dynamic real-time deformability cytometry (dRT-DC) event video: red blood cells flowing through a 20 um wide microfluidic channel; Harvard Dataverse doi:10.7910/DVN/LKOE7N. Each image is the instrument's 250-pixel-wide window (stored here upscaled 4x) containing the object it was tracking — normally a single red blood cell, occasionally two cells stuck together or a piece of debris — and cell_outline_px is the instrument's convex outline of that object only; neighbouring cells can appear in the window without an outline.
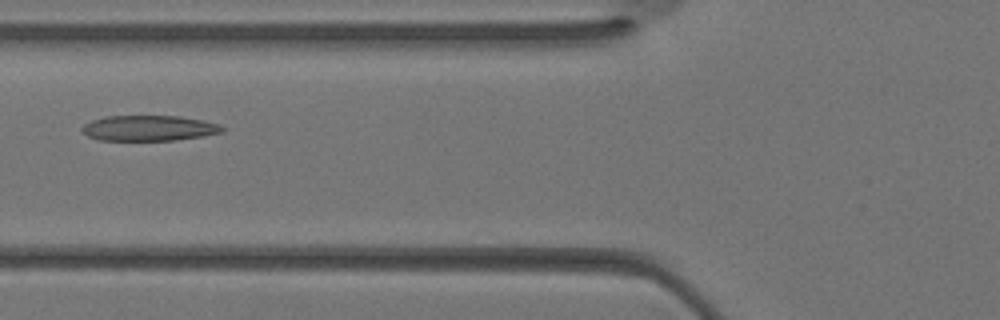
{"species": "Egyptian fruit bat (a non-hibernating species)", "species_latin": "Rousettus aegyptiacus", "temperature_condition": "warm", "stored_images_in_passage": 27, "camera_frame_rate_fps": 3000, "um_per_image_px": 0.085, "animal": {"sex": "female"}, "frame": {"image": 1, "passage_image": 12, "time_ms": 3.667, "image_size_px": [1000, 320], "cell_outline_px": [[224, 132], [204, 136], [172, 140], [100, 140], [88, 136], [80, 128], [84, 124], [92, 120], [104, 116], [180, 116], [220, 124], [224, 128]], "centroid_in_image_um": [12.66, 10.89], "position_along_channel_um": 113.1, "area_um2": 20.75}}
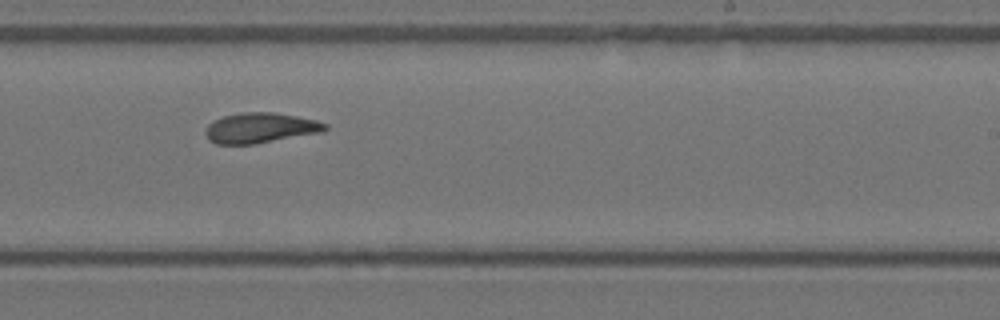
{"frame": {"image": 2, "passage_image": 20, "time_ms": 6.333, "image_size_px": [1000, 320], "cell_outline_px": [[328, 128], [324, 132], [256, 144], [216, 144], [208, 140], [204, 132], [208, 124], [224, 116], [244, 112], [272, 112], [296, 116], [316, 120], [328, 124]], "centroid_in_image_um": [22.15, 10.88], "position_along_channel_um": 266.8, "area_um2": 21.21}}
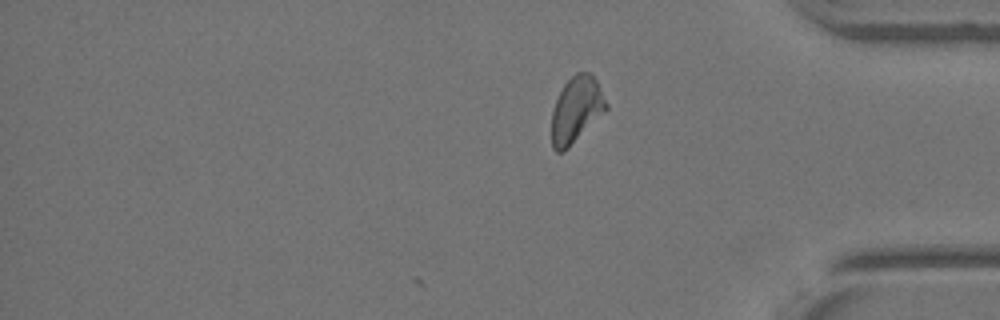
{"frame": {"image": 3, "passage_image": 27, "time_ms": 8.667, "image_size_px": [1000, 320], "cell_outline_px": [[608, 108], [564, 152], [556, 152], [552, 148], [552, 112], [556, 100], [564, 84], [576, 72], [592, 72], [608, 104]], "centroid_in_image_um": [48.98, 9.32], "position_along_channel_um": 386.2, "area_um2": 20.81}}